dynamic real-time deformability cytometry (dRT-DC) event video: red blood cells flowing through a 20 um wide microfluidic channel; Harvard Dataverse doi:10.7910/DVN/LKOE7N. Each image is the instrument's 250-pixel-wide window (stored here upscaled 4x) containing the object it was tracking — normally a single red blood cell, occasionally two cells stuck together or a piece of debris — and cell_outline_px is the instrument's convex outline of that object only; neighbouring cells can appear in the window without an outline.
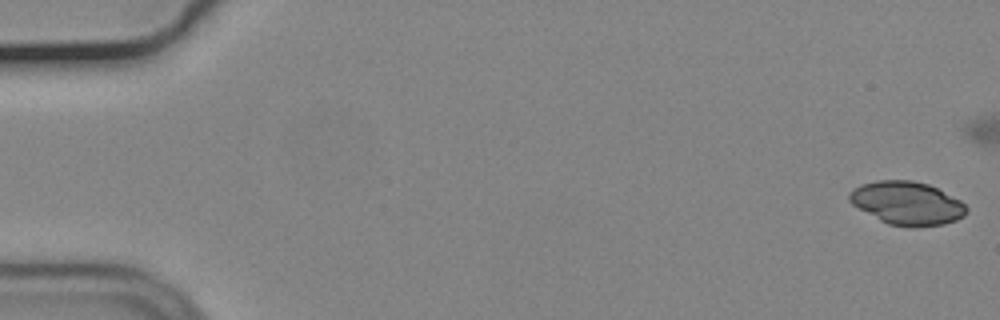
{"species": "common noctule bat (a hibernating species)", "species_latin": "Nyctalus noctula", "temperature_condition": "cold", "stored_images_in_passage": 51, "camera_frame_rate_fps": 3000, "um_per_image_px": 0.085, "animal": {"sex": "male", "body_mass_g": 19.2, "forearm_length_mm": 51.8}, "frame": {"image": 1, "passage_image": 1, "time_ms": 0.0, "image_size_px": [1000, 320], "cell_outline_px": [[968, 212], [964, 216], [956, 220], [944, 224], [916, 228], [908, 228], [888, 224], [880, 220], [852, 204], [848, 200], [848, 192], [860, 184], [876, 180], [912, 180], [928, 184], [960, 200], [968, 208]], "centroid_in_image_um": [77.09, 17.28], "position_along_channel_um": 7.9, "area_um2": 29.77}}